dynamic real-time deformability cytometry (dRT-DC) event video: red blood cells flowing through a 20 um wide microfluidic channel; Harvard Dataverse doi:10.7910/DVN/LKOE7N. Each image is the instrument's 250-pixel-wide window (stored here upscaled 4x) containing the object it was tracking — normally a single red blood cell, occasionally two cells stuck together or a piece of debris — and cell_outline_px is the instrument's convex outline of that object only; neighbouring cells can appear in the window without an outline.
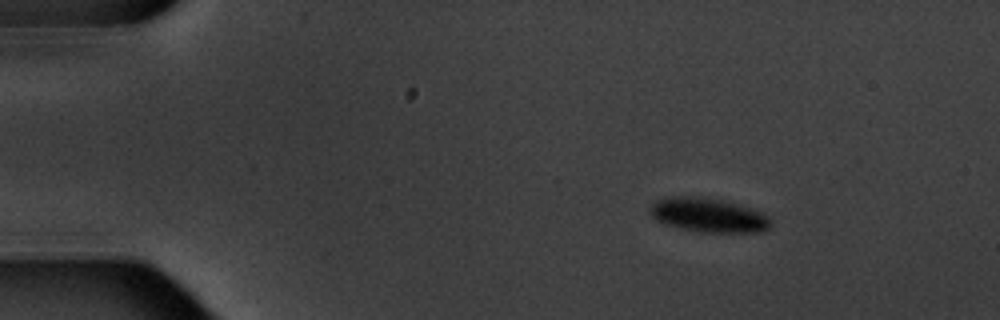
{"species": "common noctule bat (a hibernating species)", "species_latin": "Nyctalus noctula", "temperature_condition": "warm", "stored_images_in_passage": 4, "camera_frame_rate_fps": 3000, "um_per_image_px": 0.085, "animal": {"sex": "male", "body_mass_g": 20.1, "forearm_length_mm": 53.5}, "frame": {"image": 1, "passage_image": 2, "time_ms": 1.333, "image_size_px": [1000, 320], "cell_outline_px": [[772, 224], [764, 232], [700, 232], [680, 228], [656, 220], [652, 216], [652, 204], [656, 200], [664, 196], [704, 196], [724, 200], [764, 212], [772, 220]], "centroid_in_image_um": [60.26, 18.27], "position_along_channel_um": 24.7, "area_um2": 24.28}}
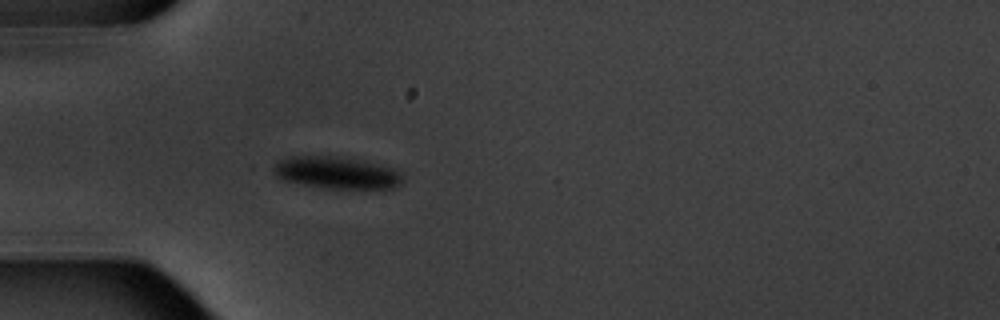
{"frame": {"image": 2, "passage_image": 4, "time_ms": 4.333, "image_size_px": [1000, 320], "cell_outline_px": [[400, 184], [392, 188], [328, 188], [280, 180], [276, 176], [272, 168], [272, 164], [288, 156], [328, 156], [364, 160], [392, 168], [400, 172]], "centroid_in_image_um": [28.53, 14.67], "position_along_channel_um": 56.5, "area_um2": 23.93}}